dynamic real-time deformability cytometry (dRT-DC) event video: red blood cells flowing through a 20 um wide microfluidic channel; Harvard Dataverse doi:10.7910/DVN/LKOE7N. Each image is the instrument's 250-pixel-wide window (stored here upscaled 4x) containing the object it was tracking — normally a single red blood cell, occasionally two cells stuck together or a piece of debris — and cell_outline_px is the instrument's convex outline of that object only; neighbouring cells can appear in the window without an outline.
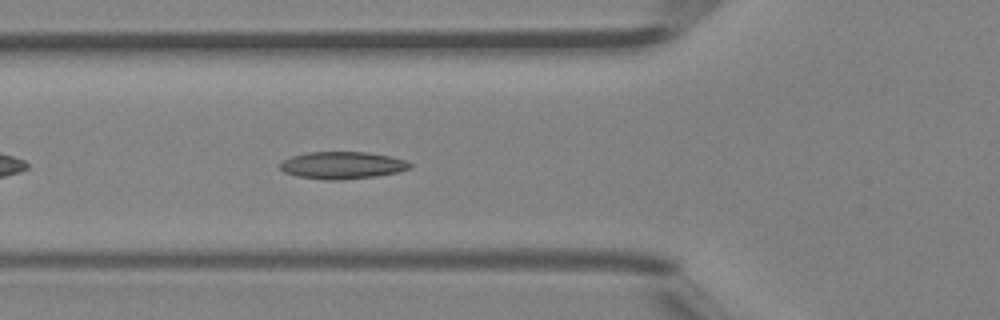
{"species": "Egyptian fruit bat (a non-hibernating species)", "species_latin": "Rousettus aegyptiacus", "temperature_condition": "room temperature", "stored_images_in_passage": 28, "camera_frame_rate_fps": 3000, "um_per_image_px": 0.085, "animal": {"sex": "female"}, "frame": {"image": 1, "passage_image": 5, "time_ms": 1.333, "image_size_px": [1000, 320], "cell_outline_px": [[412, 168], [396, 172], [376, 176], [340, 180], [324, 180], [296, 176], [284, 172], [280, 168], [280, 164], [284, 160], [292, 156], [308, 152], [368, 152], [392, 156], [404, 160], [412, 164]], "centroid_in_image_um": [29.1, 14.05], "position_along_channel_um": 96.7, "area_um2": 20.63}, "authors_computed_cell_mechanics": {"area_um2": 19.6809, "velocity_mm_per_s": 4.4889, "shape_relaxation_time_tau1_ms": 9.6596, "shape_relaxation_time_tau2_ms": 2.6229, "deformation_change_tau1": 0.2346, "deformation_change_tau2": 0.0958}}